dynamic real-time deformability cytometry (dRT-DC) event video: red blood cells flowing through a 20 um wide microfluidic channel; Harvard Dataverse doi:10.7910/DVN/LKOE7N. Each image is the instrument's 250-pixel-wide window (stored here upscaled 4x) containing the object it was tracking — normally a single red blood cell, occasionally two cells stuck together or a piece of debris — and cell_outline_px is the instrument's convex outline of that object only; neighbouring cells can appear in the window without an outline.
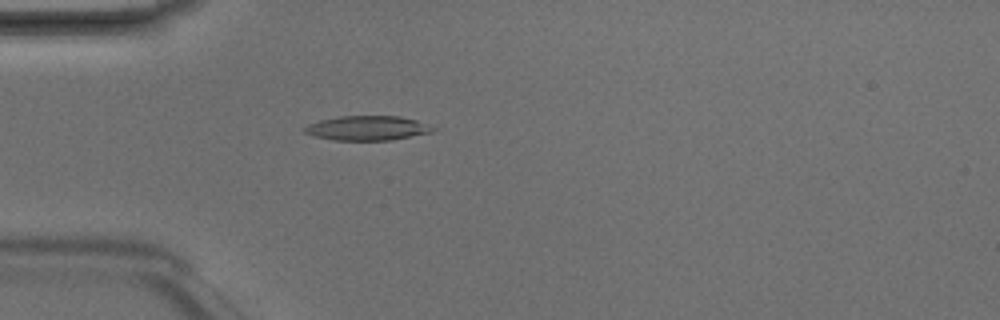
{"species": "Egyptian fruit bat (a non-hibernating species)", "species_latin": "Rousettus aegyptiacus", "temperature_condition": "room temperature", "stored_images_in_passage": 4, "camera_frame_rate_fps": 3000, "um_per_image_px": 0.085, "animal": {"sex": "male"}, "frame": {"image": 1, "passage_image": 4, "time_ms": 1.0, "image_size_px": [1000, 320], "cell_outline_px": [[436, 128], [432, 132], [392, 140], [332, 140], [316, 136], [304, 132], [300, 128], [308, 124], [320, 120], [336, 116], [400, 116], [416, 120]], "centroid_in_image_um": [31.18, 10.88], "position_along_channel_um": 53.8, "area_um2": 18.38}}